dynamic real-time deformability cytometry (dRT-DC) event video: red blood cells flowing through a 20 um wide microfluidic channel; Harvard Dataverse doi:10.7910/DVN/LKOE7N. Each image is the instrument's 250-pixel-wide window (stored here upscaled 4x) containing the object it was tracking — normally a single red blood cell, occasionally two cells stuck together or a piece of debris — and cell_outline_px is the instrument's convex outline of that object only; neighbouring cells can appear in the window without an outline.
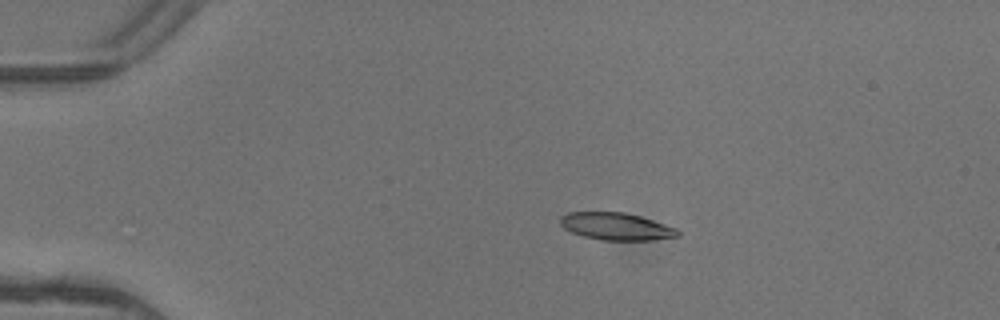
{"species": "common noctule bat (a hibernating species)", "species_latin": "Nyctalus noctula", "temperature_condition": "warm", "stored_images_in_passage": 6, "camera_frame_rate_fps": 3000, "um_per_image_px": 0.085, "animal": {"sex": "female"}, "frame": {"image": 1, "passage_image": 3, "time_ms": 0.667, "image_size_px": [1000, 320], "cell_outline_px": [[680, 236], [652, 240], [600, 240], [584, 236], [572, 232], [564, 228], [560, 224], [560, 216], [568, 212], [624, 212], [640, 216], [676, 228], [680, 232]], "centroid_in_image_um": [52.37, 19.24], "position_along_channel_um": 32.6, "area_um2": 18.67}}
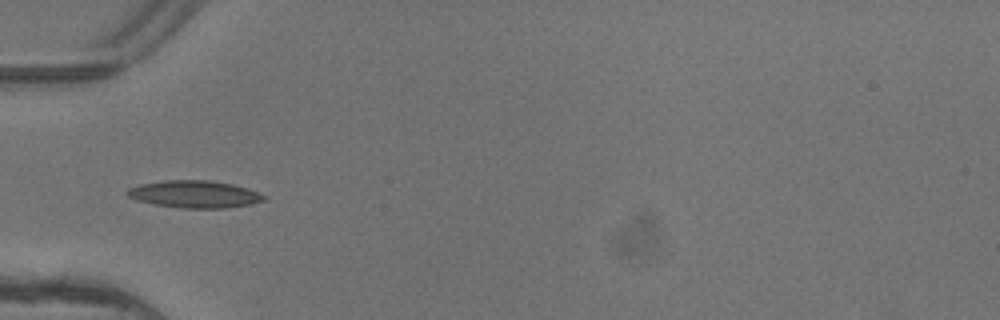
{"frame": {"image": 2, "passage_image": 5, "time_ms": 1.333, "image_size_px": [1000, 320], "cell_outline_px": [[268, 196], [264, 200], [248, 204], [224, 208], [180, 208], [152, 204], [136, 200], [128, 196], [124, 192], [128, 188], [140, 184], [164, 180], [208, 180], [232, 184]], "centroid_in_image_um": [16.46, 16.5], "position_along_channel_um": 68.5, "area_um2": 21.62}}
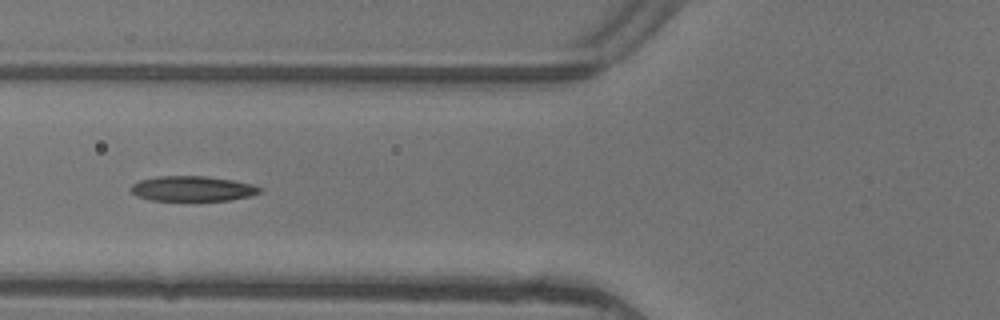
{"frame": {"image": 3, "passage_image": 6, "time_ms": 1.667, "image_size_px": [1000, 320], "cell_outline_px": [[260, 192], [248, 196], [232, 200], [152, 200], [136, 196], [128, 188], [132, 184], [140, 180], [156, 176], [208, 176], [232, 180], [252, 184], [260, 188]], "centroid_in_image_um": [16.31, 16.02], "position_along_channel_um": 109.5, "area_um2": 18.79}}